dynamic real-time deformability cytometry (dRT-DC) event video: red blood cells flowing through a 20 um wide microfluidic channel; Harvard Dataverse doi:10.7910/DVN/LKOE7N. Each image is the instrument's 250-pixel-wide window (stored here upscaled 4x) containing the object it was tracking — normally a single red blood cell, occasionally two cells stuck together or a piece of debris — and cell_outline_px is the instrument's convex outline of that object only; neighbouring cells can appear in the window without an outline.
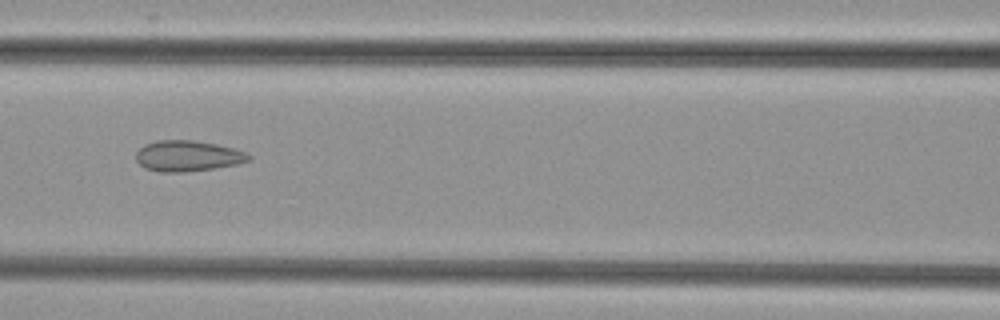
{"species": "common noctule bat (a hibernating species)", "species_latin": "Nyctalus noctula", "temperature_condition": "cold", "stored_images_in_passage": 5, "camera_frame_rate_fps": 3000, "um_per_image_px": 0.085, "animal": {"sex": "female", "body_mass_g": 29.2, "forearm_length_mm": 56.3}, "frame": {"image": 1, "passage_image": 5, "time_ms": 1.333, "image_size_px": [1000, 320], "cell_outline_px": [[252, 156], [248, 160], [236, 164], [212, 168], [180, 172], [160, 172], [144, 168], [136, 160], [136, 152], [144, 144], [156, 140], [192, 140], [216, 144], [248, 152]], "centroid_in_image_um": [15.92, 13.24], "position_along_channel_um": 150.7, "area_um2": 20.11}}